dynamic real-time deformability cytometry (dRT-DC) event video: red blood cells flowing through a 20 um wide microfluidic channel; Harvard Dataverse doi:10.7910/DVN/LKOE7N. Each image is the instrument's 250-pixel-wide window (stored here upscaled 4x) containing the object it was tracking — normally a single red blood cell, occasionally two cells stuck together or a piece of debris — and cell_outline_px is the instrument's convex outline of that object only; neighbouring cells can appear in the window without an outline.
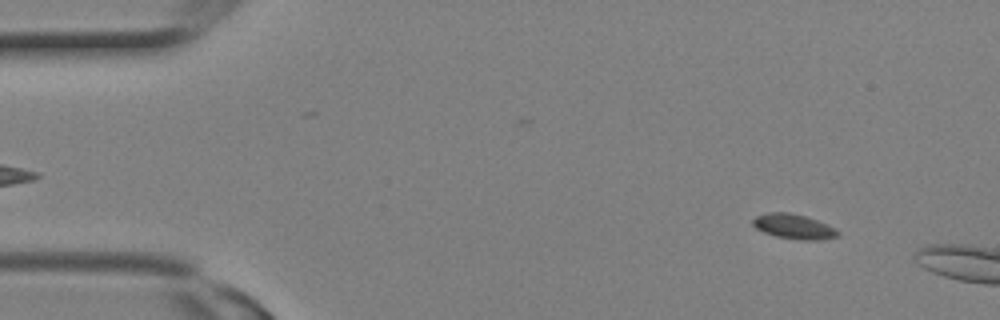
{"species": "Egyptian fruit bat (a non-hibernating species)", "species_latin": "Rousettus aegyptiacus", "temperature_condition": "room temperature", "stored_images_in_passage": 2, "camera_frame_rate_fps": 3000, "um_per_image_px": 0.085, "animal": {"sex": "female"}, "frame": {"image": 1, "passage_image": 1, "time_ms": 0.0, "image_size_px": [1000, 320], "cell_outline_px": [[840, 236], [820, 240], [800, 240], [776, 236], [764, 232], [756, 228], [752, 224], [752, 220], [756, 216], [768, 212], [788, 212], [804, 216], [816, 220], [840, 232]], "centroid_in_image_um": [67.44, 19.26], "position_along_channel_um": 17.6, "area_um2": 12.14}}